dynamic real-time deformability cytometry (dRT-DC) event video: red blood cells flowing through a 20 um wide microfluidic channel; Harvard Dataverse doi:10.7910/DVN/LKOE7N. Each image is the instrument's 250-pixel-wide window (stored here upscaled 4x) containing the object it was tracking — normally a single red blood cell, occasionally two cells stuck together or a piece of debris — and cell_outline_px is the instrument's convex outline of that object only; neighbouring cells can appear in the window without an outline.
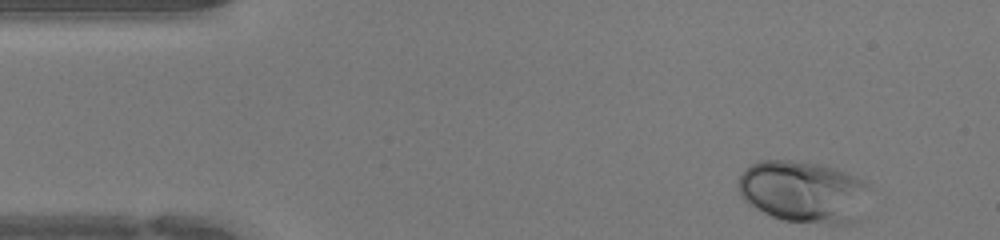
{"species": "human", "species_latin": "Homo sapiens", "temperature_condition": "warm", "stored_images_in_passage": 41, "camera_frame_rate_fps": 3000, "um_per_image_px": 0.085, "donor": {"sex": "female"}, "frame": {"image": 1, "passage_image": 1, "time_ms": 0.0, "image_size_px": [1000, 240], "cell_outline_px": [[872, 188], [860, 220], [852, 224], [828, 224], [784, 220], [772, 216], [748, 204], [740, 196], [736, 188], [736, 184], [740, 176], [752, 164], [760, 160], [792, 160], [820, 164], [836, 168], [856, 176], [864, 180]], "centroid_in_image_um": [68.36, 16.31], "position_along_channel_um": 16.6, "area_um2": 48.32}}
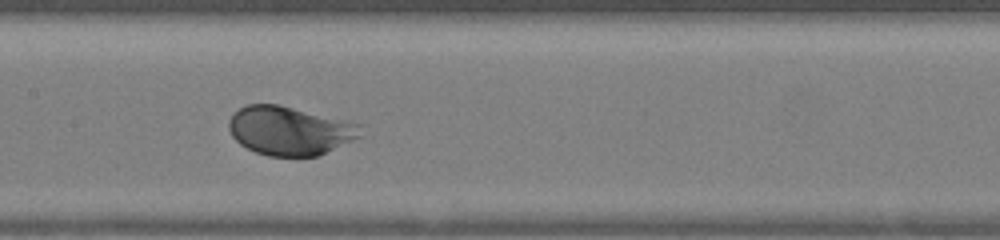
{"frame": {"image": 2, "passage_image": 18, "time_ms": 5.667, "image_size_px": [1000, 240], "cell_outline_px": [[364, 124], [360, 136], [320, 156], [268, 156], [256, 152], [240, 144], [232, 136], [228, 128], [228, 120], [240, 108], [248, 104], [276, 104], [348, 120]], "centroid_in_image_um": [24.65, 11.11], "position_along_channel_um": 182.7, "area_um2": 37.51}}
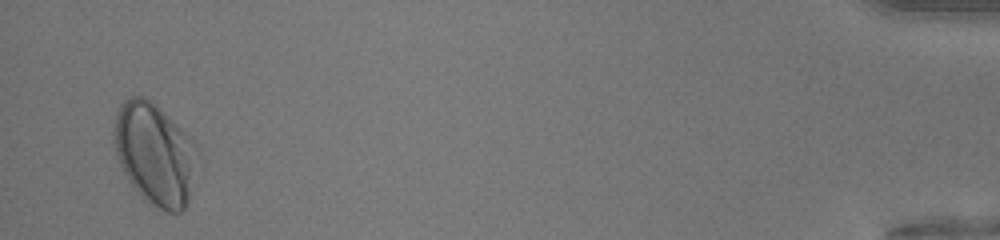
{"frame": {"image": 3, "passage_image": 40, "time_ms": 13.0, "image_size_px": [1000, 240], "cell_outline_px": [[200, 148], [188, 200], [184, 208], [180, 212], [168, 212], [160, 208], [140, 196], [136, 192], [128, 180], [116, 156], [112, 136], [112, 128], [116, 112], [120, 104], [124, 100], [132, 96], [144, 96], [152, 100]], "centroid_in_image_um": [13.13, 13.05], "position_along_channel_um": 422.1, "area_um2": 49.71}}